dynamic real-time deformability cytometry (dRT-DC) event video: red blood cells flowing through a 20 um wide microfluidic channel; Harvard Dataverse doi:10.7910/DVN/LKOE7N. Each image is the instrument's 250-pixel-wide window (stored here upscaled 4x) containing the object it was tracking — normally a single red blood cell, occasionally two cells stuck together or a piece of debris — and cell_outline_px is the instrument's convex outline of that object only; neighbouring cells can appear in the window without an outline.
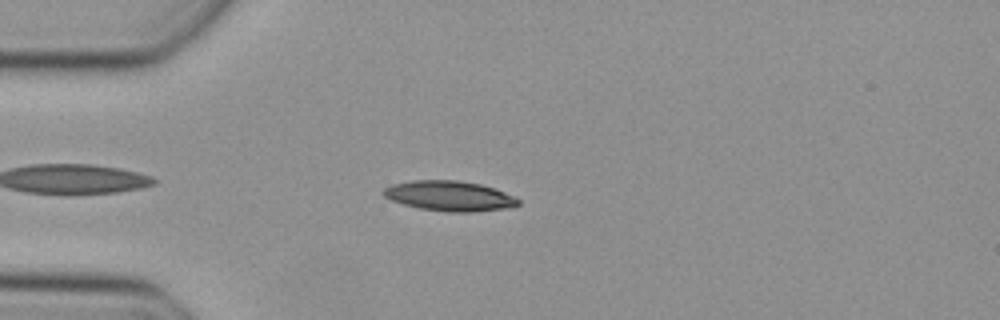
{"species": "Egyptian fruit bat (a non-hibernating species)", "species_latin": "Rousettus aegyptiacus", "temperature_condition": "cold", "stored_images_in_passage": 40, "camera_frame_rate_fps": 3000, "um_per_image_px": 0.085, "animal": {"sex": "female"}, "frame": {"image": 1, "passage_image": 4, "time_ms": 1.0, "image_size_px": [1000, 320], "cell_outline_px": [[520, 204], [512, 208], [472, 212], [448, 212], [420, 208], [404, 204], [392, 200], [384, 196], [380, 192], [384, 188], [392, 184], [412, 180], [456, 180], [480, 184], [496, 188], [520, 200]], "centroid_in_image_um": [38.22, 16.65], "position_along_channel_um": 46.8, "area_um2": 23.76}}
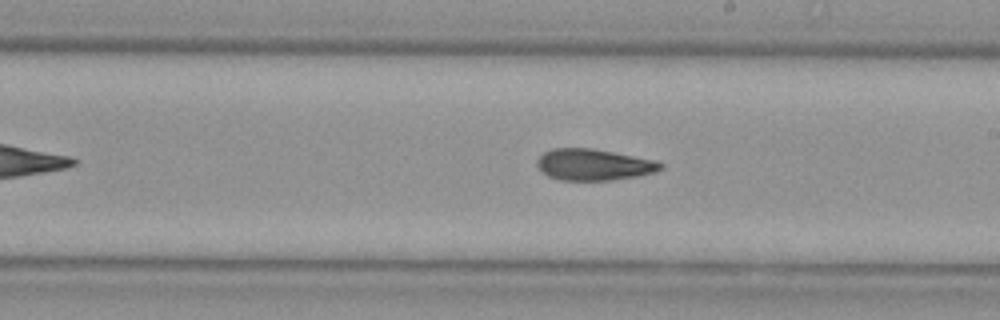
{"frame": {"image": 2, "passage_image": 19, "time_ms": 6.0, "image_size_px": [1000, 320], "cell_outline_px": [[664, 168], [656, 172], [636, 176], [612, 180], [560, 180], [548, 176], [536, 164], [536, 160], [544, 152], [552, 148], [592, 148], [652, 160], [664, 164]], "centroid_in_image_um": [50.45, 14.0], "position_along_channel_um": 238.6, "area_um2": 22.37}}
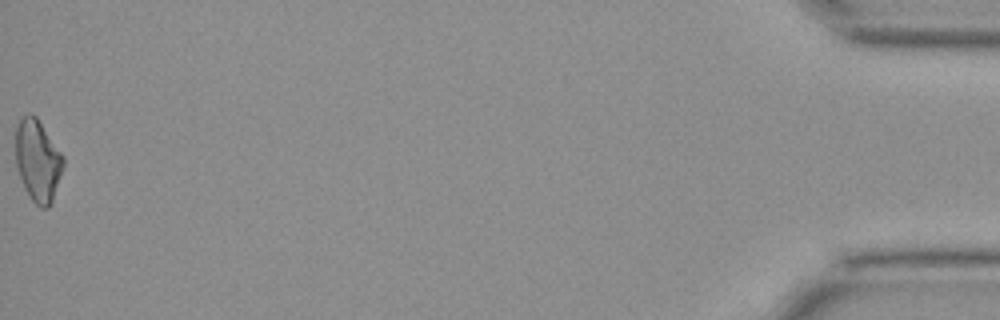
{"frame": {"image": 3, "passage_image": 40, "time_ms": 13.0, "image_size_px": [1000, 320], "cell_outline_px": [[64, 164], [52, 204], [48, 208], [40, 208], [32, 200], [24, 188], [16, 164], [16, 128], [20, 120], [28, 112], [32, 112], [36, 116], [64, 156]], "centroid_in_image_um": [3.22, 13.66], "position_along_channel_um": 432.0, "area_um2": 22.77}}